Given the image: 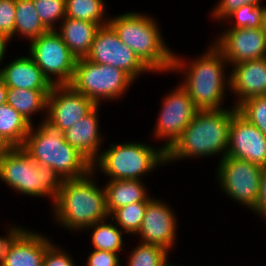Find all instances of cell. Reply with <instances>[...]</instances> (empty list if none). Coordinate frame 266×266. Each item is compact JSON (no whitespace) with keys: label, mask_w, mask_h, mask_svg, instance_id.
I'll list each match as a JSON object with an SVG mask.
<instances>
[{"label":"cell","mask_w":266,"mask_h":266,"mask_svg":"<svg viewBox=\"0 0 266 266\" xmlns=\"http://www.w3.org/2000/svg\"><path fill=\"white\" fill-rule=\"evenodd\" d=\"M252 211L266 218V167H263L261 171L259 197Z\"/></svg>","instance_id":"cell-37"},{"label":"cell","mask_w":266,"mask_h":266,"mask_svg":"<svg viewBox=\"0 0 266 266\" xmlns=\"http://www.w3.org/2000/svg\"><path fill=\"white\" fill-rule=\"evenodd\" d=\"M25 230L15 226L5 238L0 237V266H42L52 241Z\"/></svg>","instance_id":"cell-12"},{"label":"cell","mask_w":266,"mask_h":266,"mask_svg":"<svg viewBox=\"0 0 266 266\" xmlns=\"http://www.w3.org/2000/svg\"><path fill=\"white\" fill-rule=\"evenodd\" d=\"M13 146L0 133V157L7 154Z\"/></svg>","instance_id":"cell-38"},{"label":"cell","mask_w":266,"mask_h":266,"mask_svg":"<svg viewBox=\"0 0 266 266\" xmlns=\"http://www.w3.org/2000/svg\"><path fill=\"white\" fill-rule=\"evenodd\" d=\"M11 40L8 38L5 34L0 33V63L2 59L4 58L6 46L8 44V41Z\"/></svg>","instance_id":"cell-39"},{"label":"cell","mask_w":266,"mask_h":266,"mask_svg":"<svg viewBox=\"0 0 266 266\" xmlns=\"http://www.w3.org/2000/svg\"><path fill=\"white\" fill-rule=\"evenodd\" d=\"M31 125L9 104L0 105V133L13 147L23 145Z\"/></svg>","instance_id":"cell-24"},{"label":"cell","mask_w":266,"mask_h":266,"mask_svg":"<svg viewBox=\"0 0 266 266\" xmlns=\"http://www.w3.org/2000/svg\"><path fill=\"white\" fill-rule=\"evenodd\" d=\"M93 63L110 65L124 70L134 80L140 74L151 71L119 38L110 25H104L97 31L89 54L85 57Z\"/></svg>","instance_id":"cell-11"},{"label":"cell","mask_w":266,"mask_h":266,"mask_svg":"<svg viewBox=\"0 0 266 266\" xmlns=\"http://www.w3.org/2000/svg\"><path fill=\"white\" fill-rule=\"evenodd\" d=\"M117 254L94 249L87 259V266H120L119 254Z\"/></svg>","instance_id":"cell-36"},{"label":"cell","mask_w":266,"mask_h":266,"mask_svg":"<svg viewBox=\"0 0 266 266\" xmlns=\"http://www.w3.org/2000/svg\"><path fill=\"white\" fill-rule=\"evenodd\" d=\"M168 251L163 247L142 243L130 254L128 266H159L168 257Z\"/></svg>","instance_id":"cell-30"},{"label":"cell","mask_w":266,"mask_h":266,"mask_svg":"<svg viewBox=\"0 0 266 266\" xmlns=\"http://www.w3.org/2000/svg\"><path fill=\"white\" fill-rule=\"evenodd\" d=\"M29 53L43 75L53 85H69L73 79L77 58L57 33L49 30L31 41ZM51 75H55L54 78Z\"/></svg>","instance_id":"cell-9"},{"label":"cell","mask_w":266,"mask_h":266,"mask_svg":"<svg viewBox=\"0 0 266 266\" xmlns=\"http://www.w3.org/2000/svg\"><path fill=\"white\" fill-rule=\"evenodd\" d=\"M226 156L266 167V136L238 111L229 127Z\"/></svg>","instance_id":"cell-15"},{"label":"cell","mask_w":266,"mask_h":266,"mask_svg":"<svg viewBox=\"0 0 266 266\" xmlns=\"http://www.w3.org/2000/svg\"><path fill=\"white\" fill-rule=\"evenodd\" d=\"M106 220L98 221L87 227V229H94L91 236L93 247L96 250L118 253L122 250L123 232L117 228V225L107 223Z\"/></svg>","instance_id":"cell-27"},{"label":"cell","mask_w":266,"mask_h":266,"mask_svg":"<svg viewBox=\"0 0 266 266\" xmlns=\"http://www.w3.org/2000/svg\"><path fill=\"white\" fill-rule=\"evenodd\" d=\"M214 45L231 65L266 57V35L260 28H229Z\"/></svg>","instance_id":"cell-16"},{"label":"cell","mask_w":266,"mask_h":266,"mask_svg":"<svg viewBox=\"0 0 266 266\" xmlns=\"http://www.w3.org/2000/svg\"><path fill=\"white\" fill-rule=\"evenodd\" d=\"M0 180L25 195L57 200L63 179L50 167L35 162L22 147L0 157Z\"/></svg>","instance_id":"cell-5"},{"label":"cell","mask_w":266,"mask_h":266,"mask_svg":"<svg viewBox=\"0 0 266 266\" xmlns=\"http://www.w3.org/2000/svg\"><path fill=\"white\" fill-rule=\"evenodd\" d=\"M49 29L37 14L33 0H16L14 35L17 33L33 41Z\"/></svg>","instance_id":"cell-25"},{"label":"cell","mask_w":266,"mask_h":266,"mask_svg":"<svg viewBox=\"0 0 266 266\" xmlns=\"http://www.w3.org/2000/svg\"><path fill=\"white\" fill-rule=\"evenodd\" d=\"M211 46L208 52L186 66L185 81L181 84L197 110L223 109L226 85L230 88V79H225L223 68L227 61L214 44Z\"/></svg>","instance_id":"cell-6"},{"label":"cell","mask_w":266,"mask_h":266,"mask_svg":"<svg viewBox=\"0 0 266 266\" xmlns=\"http://www.w3.org/2000/svg\"><path fill=\"white\" fill-rule=\"evenodd\" d=\"M108 21L120 40L132 49L152 72L170 70L184 72L182 69H185L187 64L167 48L158 29L159 26L152 17L128 12Z\"/></svg>","instance_id":"cell-1"},{"label":"cell","mask_w":266,"mask_h":266,"mask_svg":"<svg viewBox=\"0 0 266 266\" xmlns=\"http://www.w3.org/2000/svg\"><path fill=\"white\" fill-rule=\"evenodd\" d=\"M168 260H167V257L162 261V263L159 265V266H177V265H171V263L170 264H168V262H167Z\"/></svg>","instance_id":"cell-42"},{"label":"cell","mask_w":266,"mask_h":266,"mask_svg":"<svg viewBox=\"0 0 266 266\" xmlns=\"http://www.w3.org/2000/svg\"><path fill=\"white\" fill-rule=\"evenodd\" d=\"M148 202L142 201L129 204L114 210L109 216H112V221L116 219L115 225L121 227L120 229H123L125 233L137 235L145 216Z\"/></svg>","instance_id":"cell-28"},{"label":"cell","mask_w":266,"mask_h":266,"mask_svg":"<svg viewBox=\"0 0 266 266\" xmlns=\"http://www.w3.org/2000/svg\"><path fill=\"white\" fill-rule=\"evenodd\" d=\"M237 111L266 136V95L245 99Z\"/></svg>","instance_id":"cell-29"},{"label":"cell","mask_w":266,"mask_h":266,"mask_svg":"<svg viewBox=\"0 0 266 266\" xmlns=\"http://www.w3.org/2000/svg\"><path fill=\"white\" fill-rule=\"evenodd\" d=\"M261 166L249 161L225 156L217 168L223 192L253 210L260 191Z\"/></svg>","instance_id":"cell-10"},{"label":"cell","mask_w":266,"mask_h":266,"mask_svg":"<svg viewBox=\"0 0 266 266\" xmlns=\"http://www.w3.org/2000/svg\"><path fill=\"white\" fill-rule=\"evenodd\" d=\"M260 29L263 31V33L266 35V6H264L262 18H261V27Z\"/></svg>","instance_id":"cell-41"},{"label":"cell","mask_w":266,"mask_h":266,"mask_svg":"<svg viewBox=\"0 0 266 266\" xmlns=\"http://www.w3.org/2000/svg\"><path fill=\"white\" fill-rule=\"evenodd\" d=\"M33 3L39 18L49 30H55L54 23L66 17L65 0H33Z\"/></svg>","instance_id":"cell-31"},{"label":"cell","mask_w":266,"mask_h":266,"mask_svg":"<svg viewBox=\"0 0 266 266\" xmlns=\"http://www.w3.org/2000/svg\"><path fill=\"white\" fill-rule=\"evenodd\" d=\"M61 22L60 32L57 33L77 58H85L94 41L95 35L101 27L97 23L65 17Z\"/></svg>","instance_id":"cell-21"},{"label":"cell","mask_w":266,"mask_h":266,"mask_svg":"<svg viewBox=\"0 0 266 266\" xmlns=\"http://www.w3.org/2000/svg\"><path fill=\"white\" fill-rule=\"evenodd\" d=\"M7 88L51 90L53 84L43 75L32 57H19L0 70Z\"/></svg>","instance_id":"cell-20"},{"label":"cell","mask_w":266,"mask_h":266,"mask_svg":"<svg viewBox=\"0 0 266 266\" xmlns=\"http://www.w3.org/2000/svg\"><path fill=\"white\" fill-rule=\"evenodd\" d=\"M237 107L218 110H198L175 143L166 150V163L181 158L203 157L228 149L229 127Z\"/></svg>","instance_id":"cell-2"},{"label":"cell","mask_w":266,"mask_h":266,"mask_svg":"<svg viewBox=\"0 0 266 266\" xmlns=\"http://www.w3.org/2000/svg\"><path fill=\"white\" fill-rule=\"evenodd\" d=\"M22 149L38 164L52 168L62 179H79L93 171L92 163L73 146L64 133L42 122L31 125Z\"/></svg>","instance_id":"cell-4"},{"label":"cell","mask_w":266,"mask_h":266,"mask_svg":"<svg viewBox=\"0 0 266 266\" xmlns=\"http://www.w3.org/2000/svg\"><path fill=\"white\" fill-rule=\"evenodd\" d=\"M95 168L79 179H63L54 204L55 217L69 230H81L109 218L106 192L90 179ZM96 184V185H95Z\"/></svg>","instance_id":"cell-3"},{"label":"cell","mask_w":266,"mask_h":266,"mask_svg":"<svg viewBox=\"0 0 266 266\" xmlns=\"http://www.w3.org/2000/svg\"><path fill=\"white\" fill-rule=\"evenodd\" d=\"M230 79V90L239 99L237 107L245 99L266 95V57L244 61L233 65Z\"/></svg>","instance_id":"cell-18"},{"label":"cell","mask_w":266,"mask_h":266,"mask_svg":"<svg viewBox=\"0 0 266 266\" xmlns=\"http://www.w3.org/2000/svg\"><path fill=\"white\" fill-rule=\"evenodd\" d=\"M96 105L87 115L79 119L71 128L64 133L65 141L77 149L92 164L100 156L99 147L101 135L99 134L98 108Z\"/></svg>","instance_id":"cell-19"},{"label":"cell","mask_w":266,"mask_h":266,"mask_svg":"<svg viewBox=\"0 0 266 266\" xmlns=\"http://www.w3.org/2000/svg\"><path fill=\"white\" fill-rule=\"evenodd\" d=\"M104 189L109 215L118 208L152 199L147 195L146 188L140 180H109Z\"/></svg>","instance_id":"cell-22"},{"label":"cell","mask_w":266,"mask_h":266,"mask_svg":"<svg viewBox=\"0 0 266 266\" xmlns=\"http://www.w3.org/2000/svg\"><path fill=\"white\" fill-rule=\"evenodd\" d=\"M132 82L134 79L120 68L80 58L76 61L74 76L69 85L100 105L101 98L111 100L121 97Z\"/></svg>","instance_id":"cell-8"},{"label":"cell","mask_w":266,"mask_h":266,"mask_svg":"<svg viewBox=\"0 0 266 266\" xmlns=\"http://www.w3.org/2000/svg\"><path fill=\"white\" fill-rule=\"evenodd\" d=\"M163 100L154 133L158 138H167L165 145L162 147L166 151L181 136L198 110L181 85L167 94Z\"/></svg>","instance_id":"cell-14"},{"label":"cell","mask_w":266,"mask_h":266,"mask_svg":"<svg viewBox=\"0 0 266 266\" xmlns=\"http://www.w3.org/2000/svg\"><path fill=\"white\" fill-rule=\"evenodd\" d=\"M260 1L261 0H220V3L217 4L212 14L218 21L222 18L225 20L230 13L245 4L260 5Z\"/></svg>","instance_id":"cell-34"},{"label":"cell","mask_w":266,"mask_h":266,"mask_svg":"<svg viewBox=\"0 0 266 266\" xmlns=\"http://www.w3.org/2000/svg\"><path fill=\"white\" fill-rule=\"evenodd\" d=\"M96 104L70 85H53L47 97V116L43 122L60 132L75 125Z\"/></svg>","instance_id":"cell-13"},{"label":"cell","mask_w":266,"mask_h":266,"mask_svg":"<svg viewBox=\"0 0 266 266\" xmlns=\"http://www.w3.org/2000/svg\"><path fill=\"white\" fill-rule=\"evenodd\" d=\"M73 259L69 254L51 244L46 251L42 266H74Z\"/></svg>","instance_id":"cell-35"},{"label":"cell","mask_w":266,"mask_h":266,"mask_svg":"<svg viewBox=\"0 0 266 266\" xmlns=\"http://www.w3.org/2000/svg\"><path fill=\"white\" fill-rule=\"evenodd\" d=\"M65 3L66 17L97 23L100 26L109 24V21L102 19L105 13L103 0H65Z\"/></svg>","instance_id":"cell-26"},{"label":"cell","mask_w":266,"mask_h":266,"mask_svg":"<svg viewBox=\"0 0 266 266\" xmlns=\"http://www.w3.org/2000/svg\"><path fill=\"white\" fill-rule=\"evenodd\" d=\"M16 0H0V33L8 38L14 36Z\"/></svg>","instance_id":"cell-33"},{"label":"cell","mask_w":266,"mask_h":266,"mask_svg":"<svg viewBox=\"0 0 266 266\" xmlns=\"http://www.w3.org/2000/svg\"><path fill=\"white\" fill-rule=\"evenodd\" d=\"M8 88L4 83V80L0 77V105H4L7 102Z\"/></svg>","instance_id":"cell-40"},{"label":"cell","mask_w":266,"mask_h":266,"mask_svg":"<svg viewBox=\"0 0 266 266\" xmlns=\"http://www.w3.org/2000/svg\"><path fill=\"white\" fill-rule=\"evenodd\" d=\"M51 90H29L24 88H8L7 104L24 116L30 124L35 112L47 108V97Z\"/></svg>","instance_id":"cell-23"},{"label":"cell","mask_w":266,"mask_h":266,"mask_svg":"<svg viewBox=\"0 0 266 266\" xmlns=\"http://www.w3.org/2000/svg\"><path fill=\"white\" fill-rule=\"evenodd\" d=\"M92 164L110 177L109 180H141V175L151 172L157 165L166 163V151L139 142L111 144ZM141 176V177H140Z\"/></svg>","instance_id":"cell-7"},{"label":"cell","mask_w":266,"mask_h":266,"mask_svg":"<svg viewBox=\"0 0 266 266\" xmlns=\"http://www.w3.org/2000/svg\"><path fill=\"white\" fill-rule=\"evenodd\" d=\"M176 218L167 204L151 199L148 202L140 230L142 243L155 244L169 251L176 237Z\"/></svg>","instance_id":"cell-17"},{"label":"cell","mask_w":266,"mask_h":266,"mask_svg":"<svg viewBox=\"0 0 266 266\" xmlns=\"http://www.w3.org/2000/svg\"><path fill=\"white\" fill-rule=\"evenodd\" d=\"M263 9L264 6H261V4L260 5L245 4L244 6L230 13L225 20L234 17L236 23L233 24L231 28L235 29L260 28Z\"/></svg>","instance_id":"cell-32"}]
</instances>
